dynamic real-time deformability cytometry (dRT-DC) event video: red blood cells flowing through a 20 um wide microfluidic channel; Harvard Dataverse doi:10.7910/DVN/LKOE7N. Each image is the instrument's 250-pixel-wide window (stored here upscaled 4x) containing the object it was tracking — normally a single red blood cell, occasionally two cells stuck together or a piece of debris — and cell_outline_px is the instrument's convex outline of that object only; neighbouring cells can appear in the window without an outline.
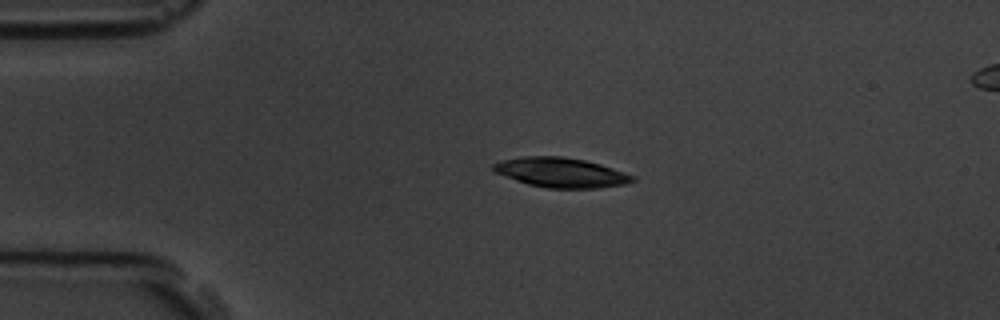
{"species": "common noctule bat (a hibernating species)", "species_latin": "Nyctalus noctula", "temperature_condition": "room temperature", "stored_images_in_passage": 4, "camera_frame_rate_fps": 3000, "um_per_image_px": 0.085, "animal": {"sex": "male", "body_mass_g": 19.5, "forearm_length_mm": 54.6}, "frame": {"image": 1, "passage_image": 2, "time_ms": 2.333, "image_size_px": [1000, 320], "cell_outline_px": [[636, 180], [624, 184], [600, 188], [548, 188], [528, 184], [516, 180], [496, 172], [492, 168], [492, 164], [500, 160], [524, 156], [560, 156], [584, 160], [600, 164], [636, 176]], "centroid_in_image_um": [47.69, 14.66], "position_along_channel_um": 37.3, "area_um2": 23.99}}